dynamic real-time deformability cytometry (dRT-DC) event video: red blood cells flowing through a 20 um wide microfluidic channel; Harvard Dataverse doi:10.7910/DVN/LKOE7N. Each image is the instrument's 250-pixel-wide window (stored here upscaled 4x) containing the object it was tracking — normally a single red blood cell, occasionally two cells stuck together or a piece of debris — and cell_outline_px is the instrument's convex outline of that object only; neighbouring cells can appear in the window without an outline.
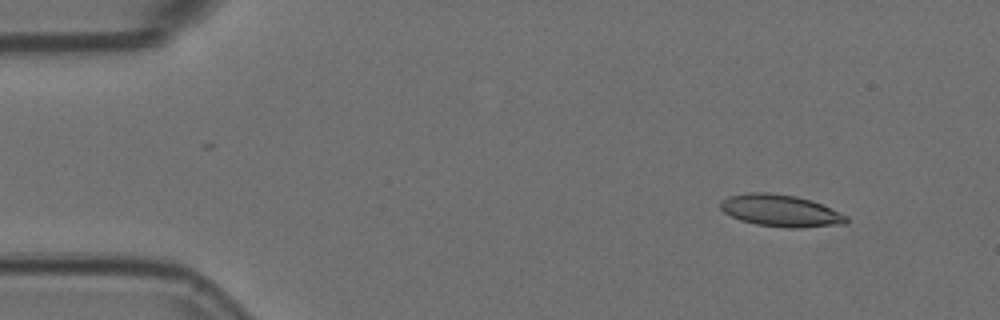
{"species": "Egyptian fruit bat (a non-hibernating species)", "species_latin": "Rousettus aegyptiacus", "temperature_condition": "room temperature", "stored_images_in_passage": 5, "segment_of_instrument_passage": [1, 2], "camera_frame_rate_fps": 3000, "um_per_image_px": 0.085, "animal": {"sex": "female"}, "frame": {"image": 1, "passage_image": 2, "time_ms": 0.333, "image_size_px": [1000, 320], "cell_outline_px": [[848, 220], [844, 224], [800, 228], [788, 228], [756, 224], [740, 220], [724, 212], [720, 208], [720, 200], [728, 196], [748, 192], [768, 192], [796, 196], [812, 200], [848, 216]], "centroid_in_image_um": [66.33, 17.9], "position_along_channel_um": 18.7, "area_um2": 23.52}}